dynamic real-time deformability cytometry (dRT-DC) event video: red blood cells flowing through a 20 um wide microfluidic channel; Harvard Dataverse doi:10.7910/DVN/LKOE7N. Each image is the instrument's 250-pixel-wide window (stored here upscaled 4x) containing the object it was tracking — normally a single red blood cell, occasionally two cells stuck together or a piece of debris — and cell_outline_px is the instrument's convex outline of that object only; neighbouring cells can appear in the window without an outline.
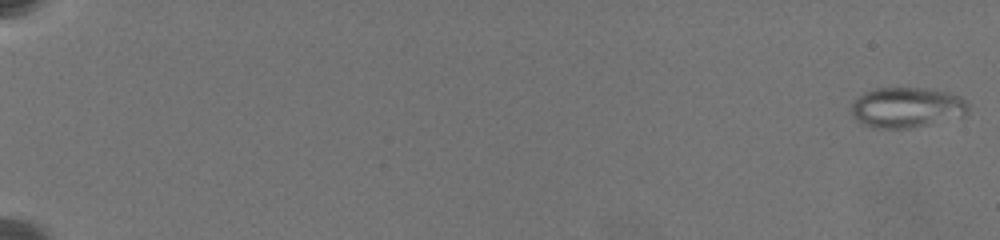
{"species": "common noctule bat (a hibernating species)", "species_latin": "Nyctalus noctula", "temperature_condition": "warm", "stored_images_in_passage": 43, "camera_frame_rate_fps": 3000, "um_per_image_px": 0.085, "animal": {"sex": "female", "body_mass_g": 19.5, "forearm_length_mm": 54.1}, "frame": {"image": 1, "passage_image": 1, "time_ms": 0.0, "image_size_px": [1000, 240], "cell_outline_px": [[968, 112], [964, 116], [912, 128], [872, 128], [860, 124], [852, 116], [852, 100], [864, 92], [876, 88], [928, 88], [948, 92], [960, 96], [968, 104]], "centroid_in_image_um": [77.05, 9.14], "position_along_channel_um": 7.9, "area_um2": 27.86}}
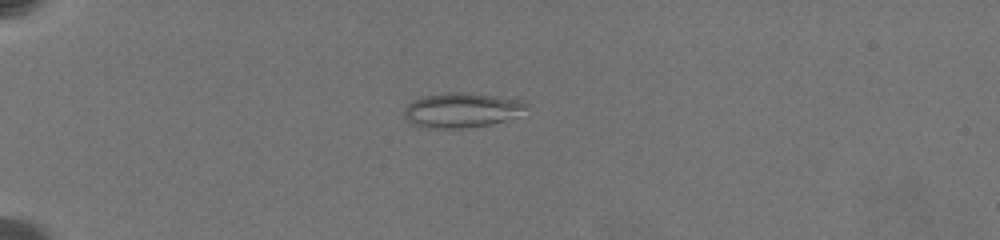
{"frame": {"image": 2, "passage_image": 35, "time_ms": 6.333, "image_size_px": [1000, 240], "cell_outline_px": [[528, 104], [516, 116], [504, 120], [488, 124], [460, 128], [440, 128], [412, 124], [404, 116], [404, 108], [412, 100], [428, 96], [452, 92], [460, 92], [492, 96], [516, 100]], "centroid_in_image_um": [39.17, 9.36], "position_along_channel_um": 45.8, "area_um2": 23.76}}